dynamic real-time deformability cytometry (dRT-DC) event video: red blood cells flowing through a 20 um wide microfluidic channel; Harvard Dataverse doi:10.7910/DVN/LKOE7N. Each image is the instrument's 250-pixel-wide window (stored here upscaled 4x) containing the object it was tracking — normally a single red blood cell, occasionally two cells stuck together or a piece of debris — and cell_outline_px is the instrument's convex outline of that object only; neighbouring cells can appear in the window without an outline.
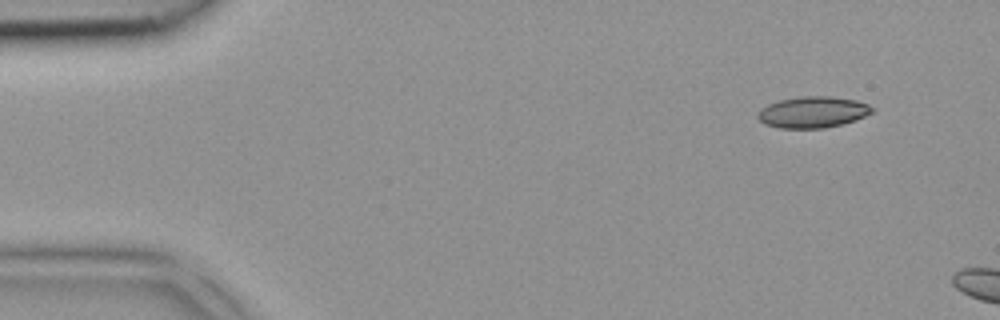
{"species": "common noctule bat (a hibernating species)", "species_latin": "Nyctalus noctula", "temperature_condition": "room temperature", "stored_images_in_passage": 2, "camera_frame_rate_fps": 3000, "um_per_image_px": 0.085, "animal": {"sex": "female", "body_mass_g": 18.4}, "frame": {"image": 1, "passage_image": 1, "time_ms": 0.0, "image_size_px": [1000, 320], "cell_outline_px": [[876, 108], [872, 112], [856, 120], [844, 124], [824, 128], [780, 128], [764, 124], [756, 116], [756, 112], [760, 108], [776, 100], [800, 96], [832, 96], [856, 100], [868, 104]], "centroid_in_image_um": [69.07, 9.52], "position_along_channel_um": 15.9, "area_um2": 21.21}}